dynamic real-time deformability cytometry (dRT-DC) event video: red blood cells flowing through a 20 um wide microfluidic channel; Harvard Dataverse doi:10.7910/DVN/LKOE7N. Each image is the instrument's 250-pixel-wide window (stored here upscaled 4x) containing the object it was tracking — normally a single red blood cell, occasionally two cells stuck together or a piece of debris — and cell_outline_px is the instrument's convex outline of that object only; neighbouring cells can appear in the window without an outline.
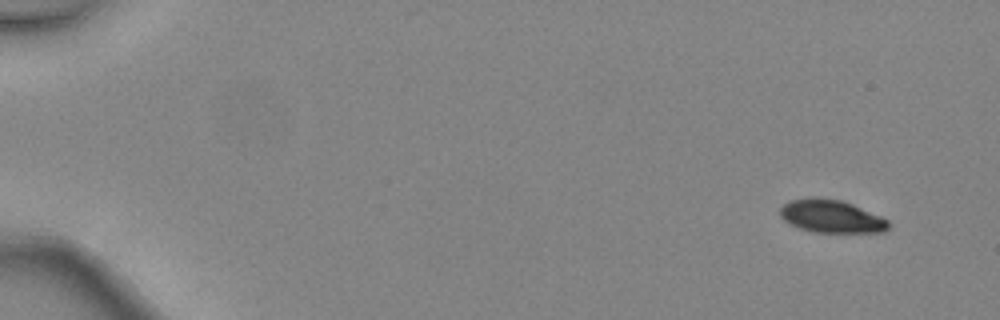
{"species": "common noctule bat (a hibernating species)", "species_latin": "Nyctalus noctula", "temperature_condition": "warm", "stored_images_in_passage": 4, "camera_frame_rate_fps": 3000, "um_per_image_px": 0.085, "animal": {"sex": "female", "body_mass_g": 24.6, "forearm_length_mm": 56.2}, "frame": {"image": 1, "passage_image": 1, "time_ms": 0.0, "image_size_px": [1000, 320], "cell_outline_px": [[888, 228], [884, 232], [816, 232], [800, 228], [784, 220], [780, 216], [780, 208], [784, 204], [792, 200], [812, 196], [816, 196], [840, 200], [852, 204], [880, 216], [888, 220]], "centroid_in_image_um": [70.64, 18.37], "position_along_channel_um": 14.4, "area_um2": 20.58}}